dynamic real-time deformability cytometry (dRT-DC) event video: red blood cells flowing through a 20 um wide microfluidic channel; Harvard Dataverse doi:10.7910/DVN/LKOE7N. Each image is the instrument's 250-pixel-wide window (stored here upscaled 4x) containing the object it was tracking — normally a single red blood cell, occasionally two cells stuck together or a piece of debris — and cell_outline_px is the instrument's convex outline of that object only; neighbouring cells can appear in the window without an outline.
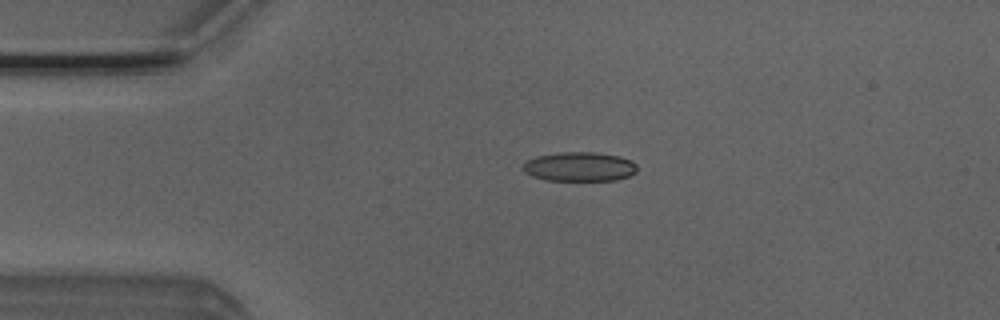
{"species": "Egyptian fruit bat (a non-hibernating species)", "species_latin": "Rousettus aegyptiacus", "temperature_condition": "room temperature", "stored_images_in_passage": 43, "camera_frame_rate_fps": 3000, "um_per_image_px": 0.085, "animal": {"sex": "male"}, "frame": {"image": 1, "passage_image": 3, "time_ms": 0.667, "image_size_px": [1000, 320], "cell_outline_px": [[636, 172], [628, 176], [616, 180], [544, 180], [532, 176], [524, 172], [524, 164], [528, 160], [536, 156], [560, 152], [592, 152], [620, 156], [632, 160], [636, 164]], "centroid_in_image_um": [49.27, 14.16], "position_along_channel_um": 35.7, "area_um2": 19.42}}
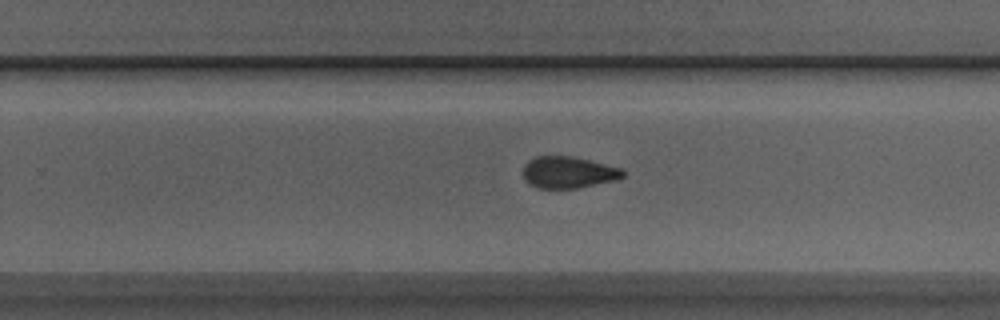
{"frame": {"image": 2, "passage_image": 24, "time_ms": 7.667, "image_size_px": [1000, 320], "cell_outline_px": [[624, 176], [616, 180], [576, 188], [536, 188], [528, 184], [524, 176], [524, 164], [528, 160], [536, 156], [568, 156], [588, 160], [620, 168], [624, 172]], "centroid_in_image_um": [48.27, 14.65], "position_along_channel_um": 281.5, "area_um2": 18.21}}
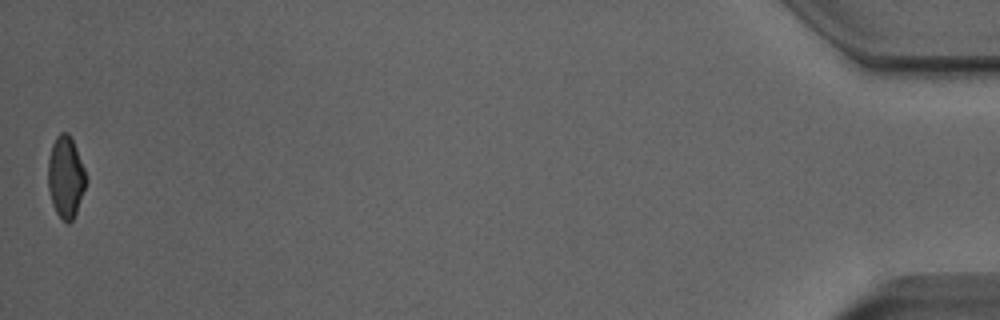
{"frame": {"image": 3, "passage_image": 43, "time_ms": 14.0, "image_size_px": [1000, 320], "cell_outline_px": [[88, 180], [76, 212], [72, 220], [68, 224], [56, 212], [52, 204], [48, 188], [48, 160], [52, 144], [56, 136], [60, 132], [68, 132], [76, 148], [84, 168]], "centroid_in_image_um": [5.58, 15.03], "position_along_channel_um": 429.6, "area_um2": 18.03}, "authors_computed_cell_mechanics": {"area_um2": 19.363, "velocity_mm_per_s": 3.9652, "shape_relaxation_time_tau1_ms": 7.7602, "shape_relaxation_time_tau2_ms": 1.6011, "deformation_change_tau1": 0.1574, "deformation_change_tau2": 0.0702}}